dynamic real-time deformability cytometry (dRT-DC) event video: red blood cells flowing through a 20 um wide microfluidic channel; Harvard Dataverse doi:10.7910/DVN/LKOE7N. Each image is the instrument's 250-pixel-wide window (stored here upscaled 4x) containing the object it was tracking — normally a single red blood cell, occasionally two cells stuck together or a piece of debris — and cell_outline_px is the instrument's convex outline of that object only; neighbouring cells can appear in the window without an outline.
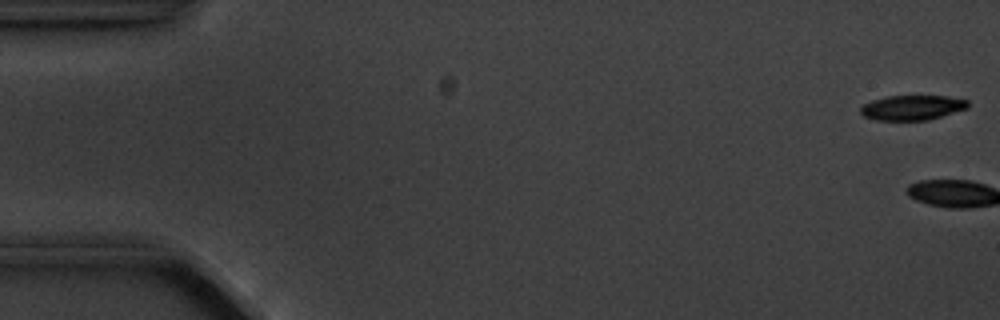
{"species": "common noctule bat (a hibernating species)", "species_latin": "Nyctalus noctula", "temperature_condition": "cold", "stored_images_in_passage": 6, "camera_frame_rate_fps": 3000, "um_per_image_px": 0.085, "animal": {"sex": "male", "body_mass_g": 20.1, "forearm_length_mm": 53.5}, "frame": {"image": 1, "passage_image": 1, "time_ms": 0.0, "image_size_px": [1000, 320], "cell_outline_px": [[968, 108], [928, 120], [876, 120], [864, 116], [860, 112], [860, 108], [864, 104], [872, 100], [888, 96], [948, 96], [968, 100]], "centroid_in_image_um": [77.54, 9.14], "position_along_channel_um": 7.5, "area_um2": 15.49}}